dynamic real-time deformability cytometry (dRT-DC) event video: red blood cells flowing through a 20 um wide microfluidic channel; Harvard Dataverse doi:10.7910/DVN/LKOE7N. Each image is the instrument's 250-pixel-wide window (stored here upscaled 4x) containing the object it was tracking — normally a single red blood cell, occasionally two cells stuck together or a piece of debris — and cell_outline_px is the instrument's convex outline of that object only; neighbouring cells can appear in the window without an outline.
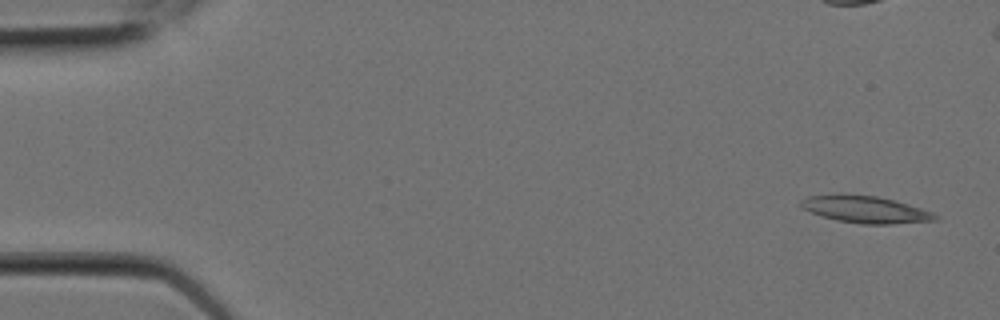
{"species": "Egyptian fruit bat (a non-hibernating species)", "species_latin": "Rousettus aegyptiacus", "temperature_condition": "room temperature", "stored_images_in_passage": 19, "camera_frame_rate_fps": 3000, "um_per_image_px": 0.085, "animal": {"sex": "female"}, "frame": {"image": 1, "passage_image": 1, "time_ms": 0.0, "image_size_px": [1000, 320], "cell_outline_px": [[940, 216], [936, 220], [892, 224], [864, 224], [836, 220], [812, 212], [804, 208], [800, 204], [800, 200], [808, 196], [836, 192], [844, 192], [876, 196], [896, 200], [932, 212]], "centroid_in_image_um": [73.54, 17.76], "position_along_channel_um": 11.5, "area_um2": 21.44}}
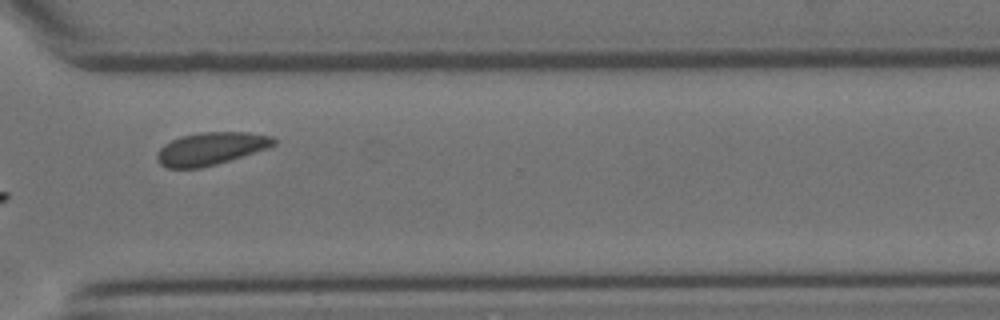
{"frame": {"image": 2, "passage_image": 14, "time_ms": 4.333, "image_size_px": [1000, 320], "cell_outline_px": [[276, 144], [268, 148], [216, 164], [200, 168], [168, 168], [160, 164], [156, 160], [156, 152], [164, 144], [180, 136], [200, 132], [248, 132], [272, 136], [276, 140]], "centroid_in_image_um": [17.9, 12.63], "position_along_channel_um": 352.7, "area_um2": 22.25}}
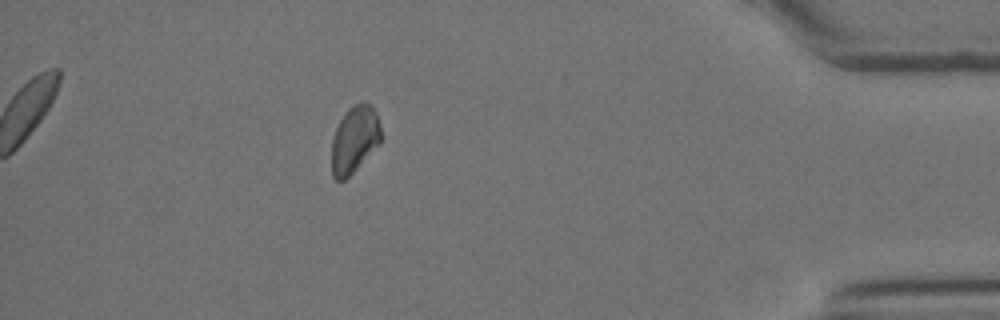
{"frame": {"image": 3, "passage_image": 19, "time_ms": 6.0, "image_size_px": [1000, 320], "cell_outline_px": [[380, 144], [344, 180], [336, 180], [332, 176], [332, 140], [336, 128], [344, 112], [352, 104], [364, 100], [372, 104], [376, 112], [380, 128]], "centroid_in_image_um": [30.13, 11.79], "position_along_channel_um": 405.1, "area_um2": 19.31}}